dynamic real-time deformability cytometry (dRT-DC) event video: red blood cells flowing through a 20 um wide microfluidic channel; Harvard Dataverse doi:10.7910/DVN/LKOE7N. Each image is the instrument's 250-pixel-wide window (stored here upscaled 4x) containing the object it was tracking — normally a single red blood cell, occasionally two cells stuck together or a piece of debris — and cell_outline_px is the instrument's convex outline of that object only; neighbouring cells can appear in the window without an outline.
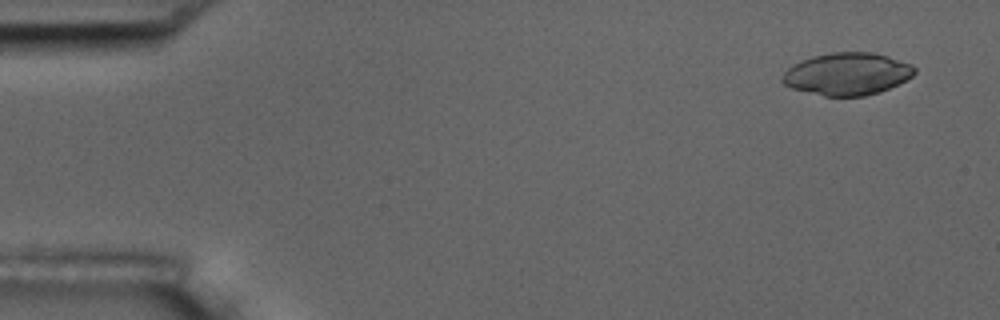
{"species": "common noctule bat (a hibernating species)", "species_latin": "Nyctalus noctula", "temperature_condition": "room temperature", "stored_images_in_passage": 4, "camera_frame_rate_fps": 3000, "um_per_image_px": 0.085, "animal": {"sex": "male", "body_mass_g": 17.5, "forearm_length_mm": 52.3}, "frame": {"image": 1, "passage_image": 1, "time_ms": 0.0, "image_size_px": [1000, 320], "cell_outline_px": [[916, 72], [912, 76], [880, 92], [864, 96], [824, 96], [792, 88], [784, 84], [780, 80], [784, 72], [792, 64], [812, 56], [832, 52], [872, 52], [888, 56], [912, 64], [916, 68]], "centroid_in_image_um": [72.0, 6.27], "position_along_channel_um": 13.0, "area_um2": 32.6}}